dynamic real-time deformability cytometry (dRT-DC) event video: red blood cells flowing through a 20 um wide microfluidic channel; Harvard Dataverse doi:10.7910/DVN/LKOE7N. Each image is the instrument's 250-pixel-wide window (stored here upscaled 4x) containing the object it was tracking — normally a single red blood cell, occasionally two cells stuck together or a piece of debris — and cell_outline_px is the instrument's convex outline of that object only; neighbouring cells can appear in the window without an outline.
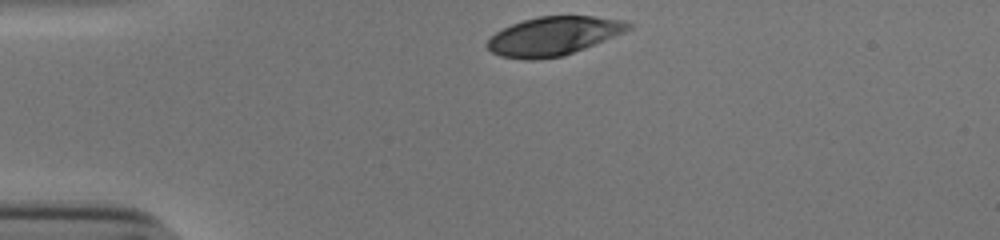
{"species": "human", "species_latin": "Homo sapiens", "temperature_condition": "cold", "stored_images_in_passage": 32, "camera_frame_rate_fps": 3000, "um_per_image_px": 0.085, "donor": {"sex": "male"}, "frame": {"image": 1, "passage_image": 1, "time_ms": 0.0, "image_size_px": [1000, 240], "cell_outline_px": [[632, 28], [624, 32], [564, 56], [532, 60], [524, 60], [500, 56], [492, 52], [484, 44], [496, 32], [512, 24], [524, 20], [540, 16], [596, 16], [624, 20], [632, 24]], "centroid_in_image_um": [47.04, 3.07], "position_along_channel_um": 38.0, "area_um2": 31.73}}
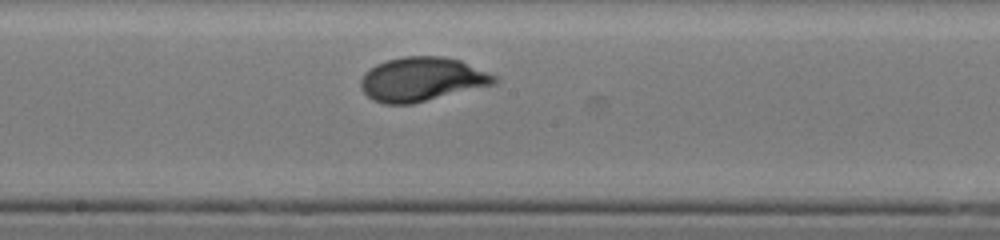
{"frame": {"image": 2, "passage_image": 18, "time_ms": 5.667, "image_size_px": [1000, 240], "cell_outline_px": [[500, 80], [496, 84], [412, 104], [384, 104], [372, 100], [360, 88], [360, 80], [364, 72], [376, 64], [388, 60], [404, 56], [444, 56], [460, 60], [496, 76]], "centroid_in_image_um": [35.85, 6.74], "position_along_channel_um": 212.3, "area_um2": 34.45}}
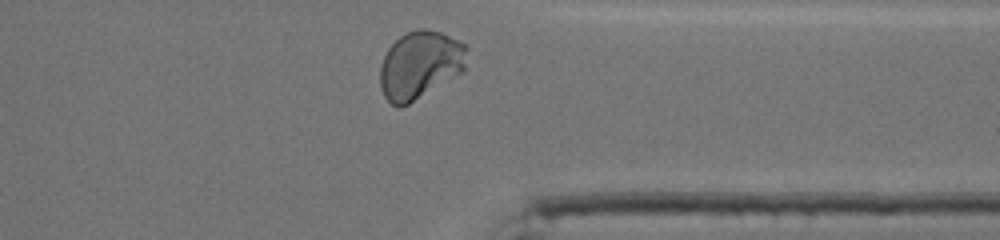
{"frame": {"image": 3, "passage_image": 31, "time_ms": 10.0, "image_size_px": [1000, 240], "cell_outline_px": [[468, 48], [464, 72], [408, 104], [400, 108], [396, 108], [384, 96], [380, 88], [380, 68], [384, 56], [388, 48], [400, 36], [416, 28], [424, 28], [440, 32], [468, 44]], "centroid_in_image_um": [35.72, 5.52], "position_along_channel_um": 375.7, "area_um2": 34.68}, "authors_computed_cell_mechanics": {"area_um2": 33.235, "velocity_mm_per_s": 3.8327, "shape_relaxation_time_tau1_ms": 2.9197, "shape_relaxation_time_tau2_ms": null, "deformation_change_tau1": 0.1644, "deformation_change_tau2": null}}